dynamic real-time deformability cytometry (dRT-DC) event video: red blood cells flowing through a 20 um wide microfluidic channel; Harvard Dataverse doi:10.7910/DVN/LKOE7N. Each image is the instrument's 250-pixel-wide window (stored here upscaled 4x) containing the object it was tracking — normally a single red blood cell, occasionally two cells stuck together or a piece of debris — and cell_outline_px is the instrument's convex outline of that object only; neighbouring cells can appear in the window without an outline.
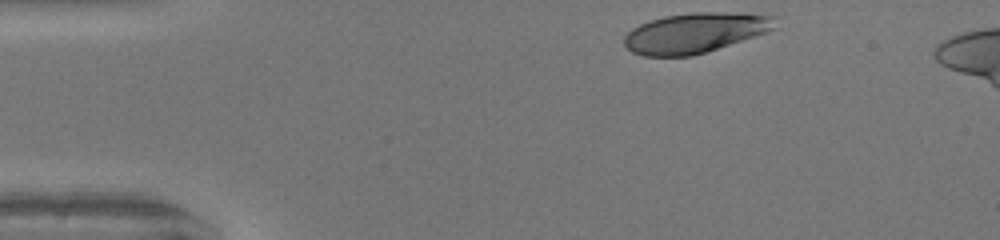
{"species": "human", "species_latin": "Homo sapiens", "temperature_condition": "warm", "stored_images_in_passage": 33, "camera_frame_rate_fps": 3000, "um_per_image_px": 0.085, "donor": {"sex": "female"}, "frame": {"image": 1, "passage_image": 1, "time_ms": 0.0, "image_size_px": [1000, 240], "cell_outline_px": [[776, 28], [692, 56], [644, 56], [632, 52], [624, 44], [624, 36], [632, 28], [640, 24], [664, 16], [696, 12], [748, 12], [776, 16]], "centroid_in_image_um": [59.08, 2.77], "position_along_channel_um": 25.9, "area_um2": 34.97}}
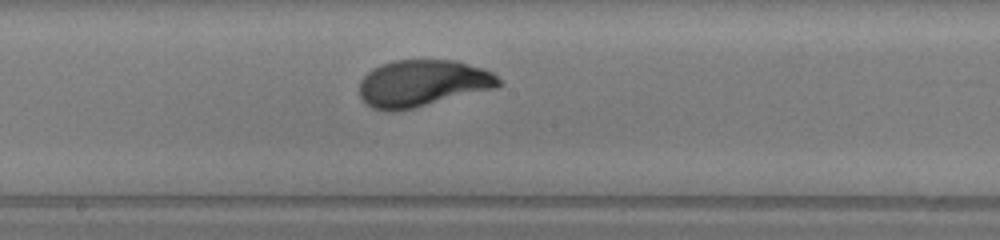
{"frame": {"image": 2, "passage_image": 20, "time_ms": 6.333, "image_size_px": [1000, 240], "cell_outline_px": [[504, 84], [496, 88], [412, 108], [392, 112], [388, 112], [372, 108], [360, 96], [360, 80], [372, 68], [380, 64], [396, 60], [456, 60], [484, 68], [492, 72]], "centroid_in_image_um": [35.92, 7.07], "position_along_channel_um": 212.3, "area_um2": 37.97}}
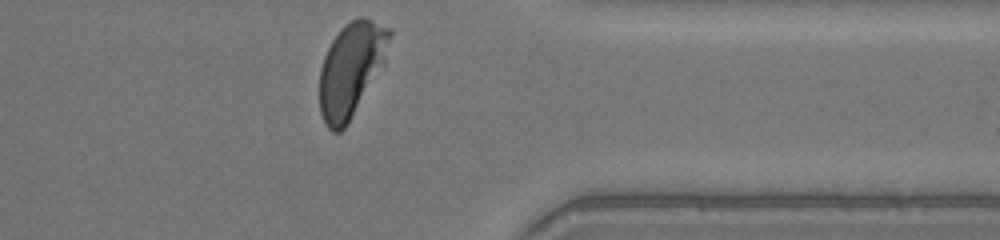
{"frame": {"image": 3, "passage_image": 33, "time_ms": 10.667, "image_size_px": [1000, 240], "cell_outline_px": [[392, 32], [384, 64], [348, 124], [340, 132], [332, 132], [324, 124], [320, 112], [320, 68], [324, 56], [332, 40], [340, 28], [344, 24], [360, 16], [392, 28]], "centroid_in_image_um": [29.84, 5.9], "position_along_channel_um": 381.6, "area_um2": 38.38}, "authors_computed_cell_mechanics": {"area_um2": 36.992, "velocity_mm_per_s": 4.1366, "shape_relaxation_time_tau1_ms": 2.6936, "shape_relaxation_time_tau2_ms": null, "deformation_change_tau1": 0.1905, "deformation_change_tau2": null}}